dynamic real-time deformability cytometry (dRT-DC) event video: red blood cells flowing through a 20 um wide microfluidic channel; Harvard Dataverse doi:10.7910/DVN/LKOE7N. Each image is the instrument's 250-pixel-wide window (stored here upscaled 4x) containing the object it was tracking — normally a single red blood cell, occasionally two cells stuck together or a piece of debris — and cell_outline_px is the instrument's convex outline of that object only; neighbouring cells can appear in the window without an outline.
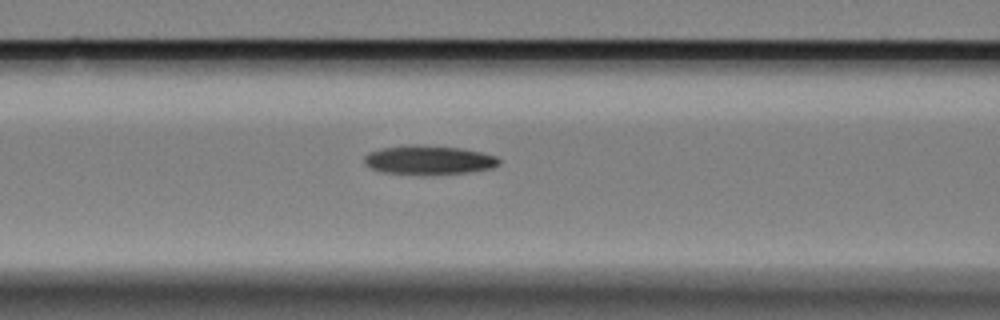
{"species": "Egyptian fruit bat (a non-hibernating species)", "species_latin": "Rousettus aegyptiacus", "temperature_condition": "cold", "stored_images_in_passage": 46, "camera_frame_rate_fps": 3000, "um_per_image_px": 0.085, "animal": {"sex": "female"}, "frame": {"image": 1, "passage_image": 14, "time_ms": 4.333, "image_size_px": [1000, 320], "cell_outline_px": [[500, 164], [492, 168], [468, 172], [424, 176], [380, 172], [364, 164], [364, 156], [368, 152], [384, 148], [404, 144], [424, 144], [460, 148], [480, 152], [496, 156], [500, 160]], "centroid_in_image_um": [36.41, 13.61], "position_along_channel_um": 130.2, "area_um2": 23.41}}
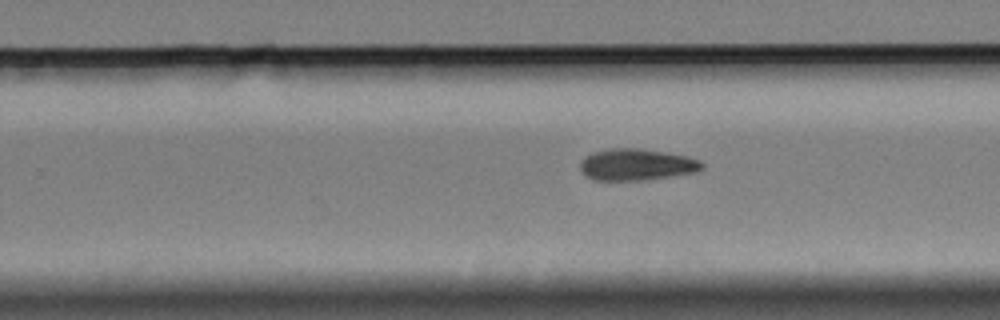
{"frame": {"image": 2, "passage_image": 27, "time_ms": 8.667, "image_size_px": [1000, 320], "cell_outline_px": [[704, 168], [696, 172], [640, 180], [592, 180], [580, 168], [580, 160], [584, 156], [592, 152], [608, 148], [640, 148], [688, 156], [700, 160], [704, 164]], "centroid_in_image_um": [54.09, 13.97], "position_along_channel_um": 275.7, "area_um2": 22.43}}
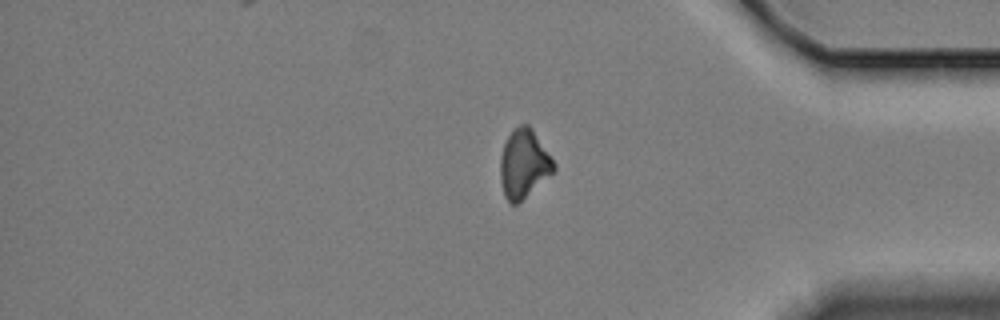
{"frame": {"image": 3, "passage_image": 39, "time_ms": 12.667, "image_size_px": [1000, 320], "cell_outline_px": [[556, 168], [552, 172], [516, 204], [512, 204], [504, 196], [500, 180], [500, 156], [504, 144], [508, 136], [520, 124], [528, 124], [532, 128], [556, 164]], "centroid_in_image_um": [44.5, 13.9], "position_along_channel_um": 390.7, "area_um2": 20.92}}